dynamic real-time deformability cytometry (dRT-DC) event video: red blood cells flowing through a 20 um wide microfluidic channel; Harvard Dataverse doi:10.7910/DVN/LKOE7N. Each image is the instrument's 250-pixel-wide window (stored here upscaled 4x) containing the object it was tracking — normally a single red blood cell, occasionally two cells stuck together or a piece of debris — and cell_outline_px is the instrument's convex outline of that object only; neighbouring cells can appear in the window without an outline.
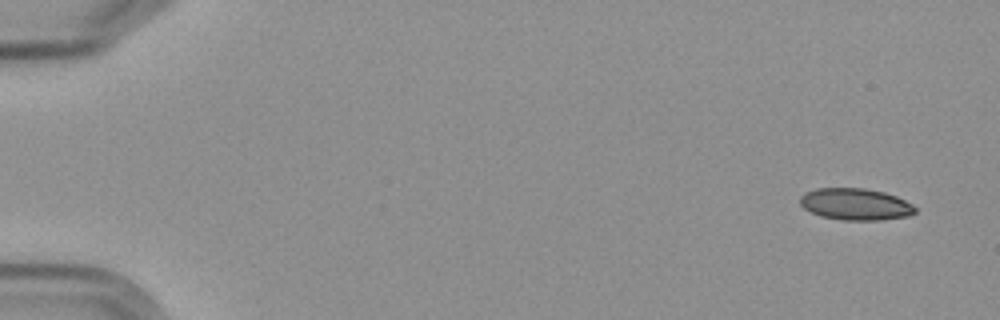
{"species": "Egyptian fruit bat (a non-hibernating species)", "species_latin": "Rousettus aegyptiacus", "temperature_condition": "cold", "stored_images_in_passage": 14, "camera_frame_rate_fps": 3000, "um_per_image_px": 0.085, "frame": {"image": 1, "passage_image": 1, "time_ms": 0.0, "image_size_px": [1000, 320], "cell_outline_px": [[916, 212], [908, 216], [880, 220], [840, 220], [820, 216], [804, 208], [800, 204], [800, 196], [804, 192], [816, 188], [864, 188], [884, 192], [896, 196], [912, 204], [916, 208]], "centroid_in_image_um": [72.7, 17.36], "position_along_channel_um": 12.3, "area_um2": 21.39}}
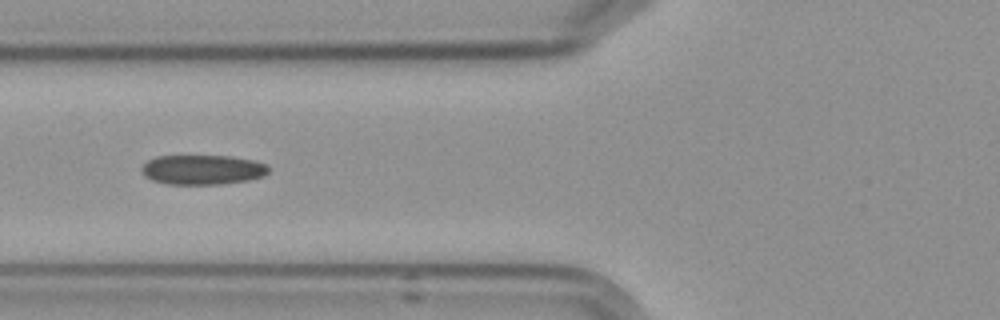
{"frame": {"image": 2, "passage_image": 6, "time_ms": 6.667, "image_size_px": [1000, 320], "cell_outline_px": [[268, 172], [264, 176], [248, 180], [220, 184], [168, 184], [152, 180], [144, 176], [140, 168], [148, 160], [156, 156], [232, 156], [256, 160], [268, 164]], "centroid_in_image_um": [17.23, 14.42], "position_along_channel_um": 108.6, "area_um2": 22.14}}
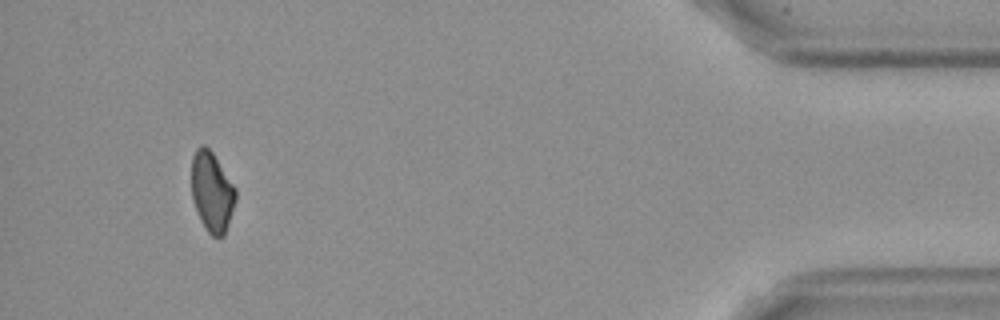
{"frame": {"image": 3, "passage_image": 14, "time_ms": 17.0, "image_size_px": [1000, 320], "cell_outline_px": [[236, 200], [224, 236], [212, 236], [208, 232], [200, 220], [192, 196], [192, 156], [196, 148], [200, 144], [204, 144], [212, 152], [236, 188]], "centroid_in_image_um": [18.01, 16.28], "position_along_channel_um": 417.2, "area_um2": 20.4}, "authors_computed_cell_mechanics": {"area_um2": 21.7617, "velocity_mm_per_s": 3.5846, "shape_relaxation_time_tau1_ms": null, "shape_relaxation_time_tau2_ms": 4.1613, "deformation_change_tau1": null, "deformation_change_tau2": 0.1022}}